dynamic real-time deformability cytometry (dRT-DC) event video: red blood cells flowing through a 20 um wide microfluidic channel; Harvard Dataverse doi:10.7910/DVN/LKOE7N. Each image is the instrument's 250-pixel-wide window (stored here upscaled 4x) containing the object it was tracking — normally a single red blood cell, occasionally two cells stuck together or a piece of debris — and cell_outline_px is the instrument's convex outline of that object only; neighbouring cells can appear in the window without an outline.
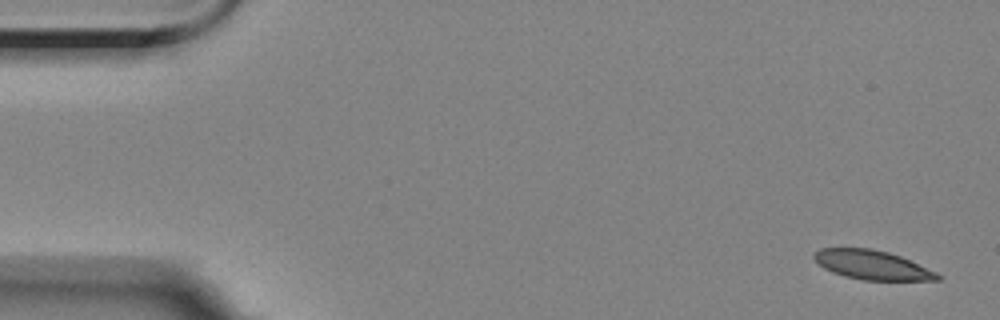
{"species": "Egyptian fruit bat (a non-hibernating species)", "species_latin": "Rousettus aegyptiacus", "temperature_condition": "room temperature", "stored_images_in_passage": 6, "segment_of_instrument_passage": [1, 2], "camera_frame_rate_fps": 3000, "um_per_image_px": 0.085, "animal": {"sex": "female"}, "frame": {"image": 1, "passage_image": 1, "time_ms": 0.0, "image_size_px": [1000, 320], "cell_outline_px": [[940, 280], [864, 280], [844, 276], [832, 272], [824, 268], [812, 256], [820, 248], [872, 248], [888, 252], [900, 256], [936, 272], [940, 276]], "centroid_in_image_um": [74.12, 22.51], "position_along_channel_um": 10.9, "area_um2": 20.75}}
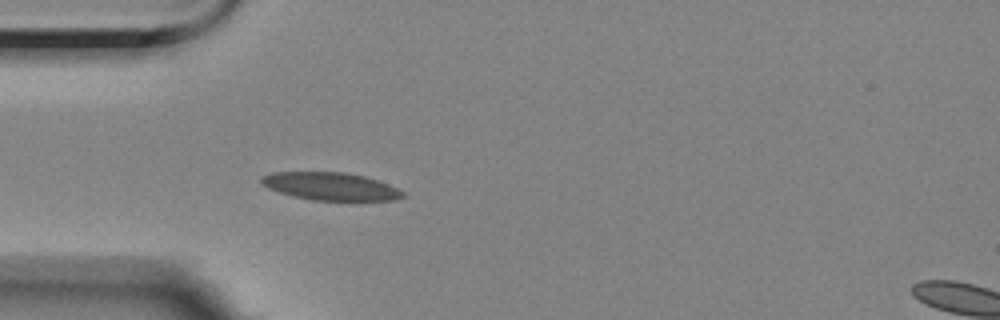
{"frame": {"image": 2, "passage_image": 5, "time_ms": 4.667, "image_size_px": [1000, 320], "cell_outline_px": [[404, 196], [392, 200], [312, 200], [280, 192], [268, 188], [260, 184], [260, 176], [272, 172], [344, 172], [364, 176], [388, 184], [404, 192]], "centroid_in_image_um": [28.04, 15.83], "position_along_channel_um": 57.0, "area_um2": 22.66}}